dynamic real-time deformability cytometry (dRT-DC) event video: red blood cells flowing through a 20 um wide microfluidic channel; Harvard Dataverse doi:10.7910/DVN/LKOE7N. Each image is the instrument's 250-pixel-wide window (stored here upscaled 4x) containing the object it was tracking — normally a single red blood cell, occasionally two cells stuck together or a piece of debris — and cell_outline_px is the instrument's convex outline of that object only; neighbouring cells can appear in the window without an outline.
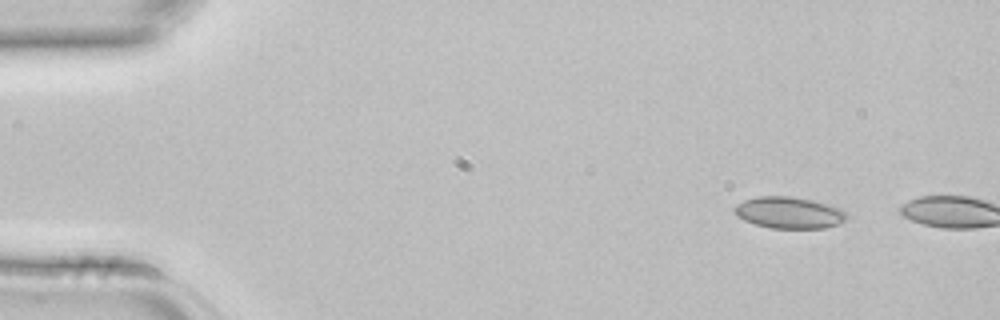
{"species": "common noctule bat (a hibernating species)", "species_latin": "Nyctalus noctula", "temperature_condition": "room temperature", "stored_images_in_passage": 2, "camera_frame_rate_fps": 3000, "um_per_image_px": 0.085, "animal": {"sex": "female", "body_mass_g": 22.7, "forearm_length_mm": 54.2}, "frame": {"image": 1, "passage_image": 1, "time_ms": 0.0, "image_size_px": [1000, 320], "cell_outline_px": [[848, 216], [840, 224], [824, 228], [772, 228], [756, 224], [744, 220], [736, 216], [732, 208], [736, 204], [744, 200], [756, 196], [788, 196], [808, 200], [840, 208]], "centroid_in_image_um": [67.01, 18.08], "position_along_channel_um": 18.0, "area_um2": 20.46}}